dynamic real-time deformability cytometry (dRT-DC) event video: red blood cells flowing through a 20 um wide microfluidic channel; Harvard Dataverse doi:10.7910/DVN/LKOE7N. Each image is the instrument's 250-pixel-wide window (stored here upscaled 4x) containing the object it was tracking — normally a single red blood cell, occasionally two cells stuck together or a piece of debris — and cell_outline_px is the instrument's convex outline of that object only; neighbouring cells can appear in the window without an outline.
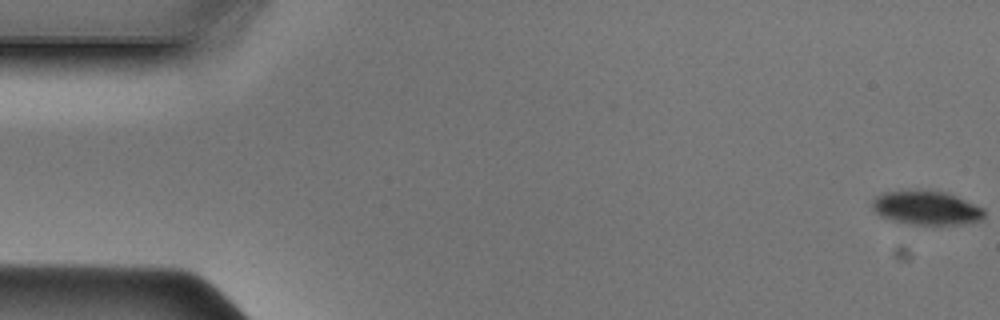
{"species": "Egyptian fruit bat (a non-hibernating species)", "species_latin": "Rousettus aegyptiacus", "temperature_condition": "cold", "stored_images_in_passage": 48, "camera_frame_rate_fps": 3000, "um_per_image_px": 0.085, "animal": {"sex": "male"}, "frame": {"image": 1, "passage_image": 1, "time_ms": 0.0, "image_size_px": [1000, 320], "cell_outline_px": [[984, 216], [980, 220], [960, 224], [908, 224], [892, 220], [880, 216], [872, 208], [872, 200], [876, 196], [884, 192], [948, 192], [984, 208]], "centroid_in_image_um": [78.75, 17.69], "position_along_channel_um": 6.3, "area_um2": 21.62}}
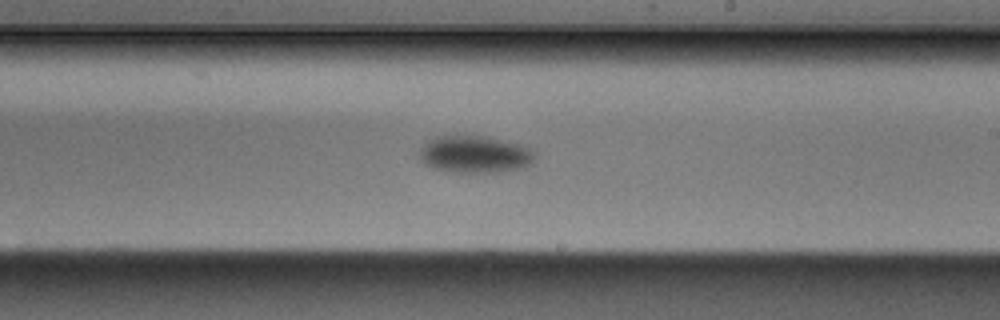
{"frame": {"image": 2, "passage_image": 28, "time_ms": 9.0, "image_size_px": [1000, 320], "cell_outline_px": [[536, 160], [532, 164], [524, 168], [496, 172], [456, 172], [436, 168], [424, 164], [420, 160], [420, 148], [424, 140], [436, 136], [484, 136], [528, 144], [536, 148]], "centroid_in_image_um": [40.46, 13.09], "position_along_channel_um": 248.5, "area_um2": 25.78}}
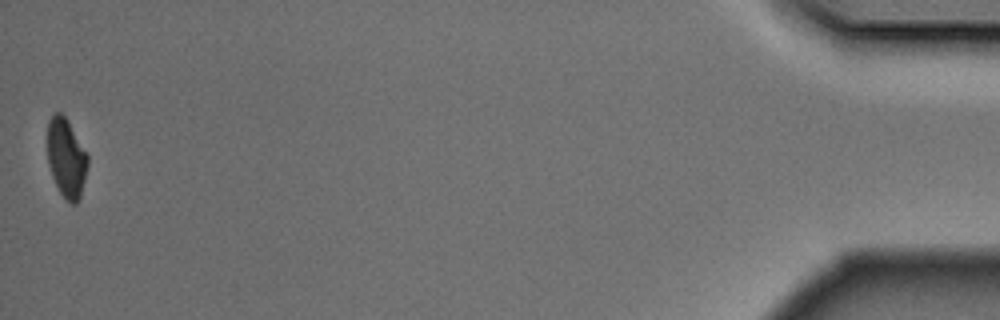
{"frame": {"image": 3, "passage_image": 48, "time_ms": 15.667, "image_size_px": [1000, 320], "cell_outline_px": [[88, 164], [80, 196], [76, 204], [72, 204], [60, 192], [52, 176], [48, 164], [48, 120], [56, 112], [60, 112], [68, 120], [88, 156]], "centroid_in_image_um": [5.63, 13.41], "position_along_channel_um": 429.6, "area_um2": 18.21}}